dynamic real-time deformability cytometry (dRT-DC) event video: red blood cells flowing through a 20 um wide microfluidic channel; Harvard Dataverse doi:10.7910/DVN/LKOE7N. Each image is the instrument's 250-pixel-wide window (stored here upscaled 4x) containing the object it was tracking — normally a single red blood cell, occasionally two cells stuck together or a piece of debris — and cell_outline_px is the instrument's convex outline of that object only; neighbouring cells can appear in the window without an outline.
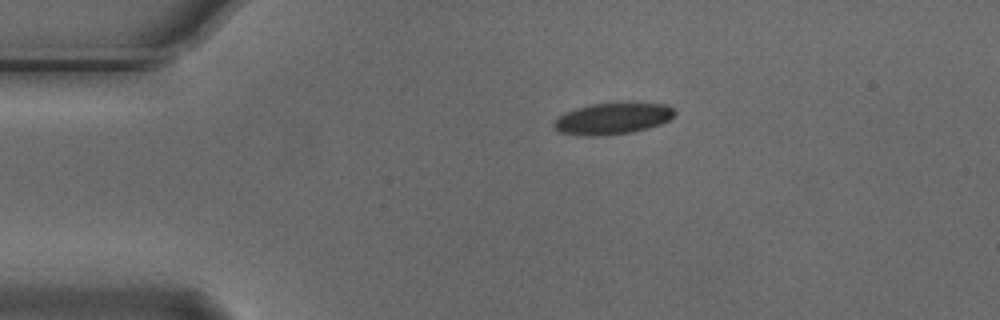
{"species": "Egyptian fruit bat (a non-hibernating species)", "species_latin": "Rousettus aegyptiacus", "temperature_condition": "cold", "stored_images_in_passage": 46, "camera_frame_rate_fps": 3000, "um_per_image_px": 0.085, "animal": {"sex": "male"}, "frame": {"image": 1, "passage_image": 1, "time_ms": 0.0, "image_size_px": [1000, 320], "cell_outline_px": [[676, 112], [668, 120], [660, 124], [648, 128], [632, 132], [596, 136], [588, 136], [560, 132], [552, 124], [556, 116], [564, 112], [576, 108], [592, 104], [624, 100], [632, 100], [668, 104]], "centroid_in_image_um": [52.1, 10.02], "position_along_channel_um": 32.9, "area_um2": 22.95}}
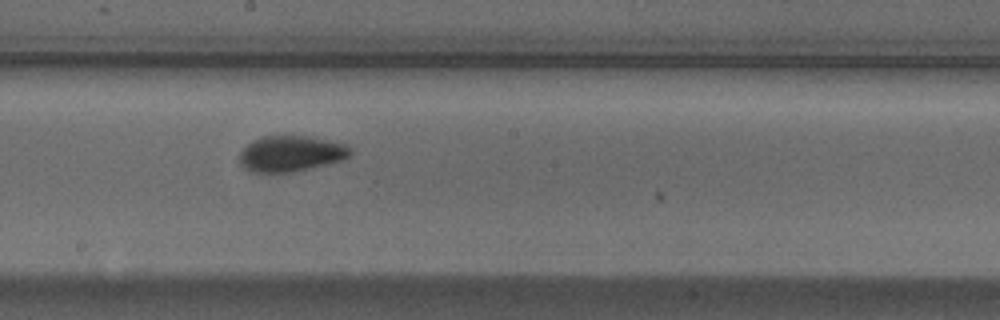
{"frame": {"image": 2, "passage_image": 20, "time_ms": 6.333, "image_size_px": [1000, 320], "cell_outline_px": [[352, 152], [344, 160], [292, 172], [252, 172], [244, 168], [240, 164], [240, 152], [252, 140], [264, 136], [312, 136], [344, 144], [352, 148]], "centroid_in_image_um": [24.73, 13.05], "position_along_channel_um": 223.5, "area_um2": 23.12}}
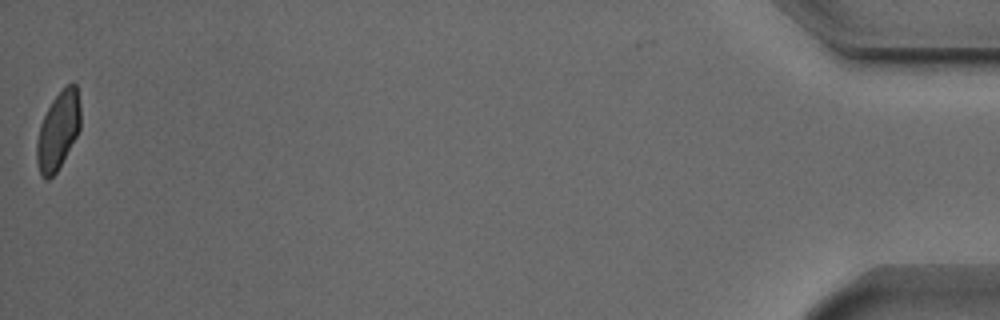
{"frame": {"image": 3, "passage_image": 45, "time_ms": 14.667, "image_size_px": [1000, 320], "cell_outline_px": [[80, 128], [76, 136], [56, 172], [48, 180], [44, 180], [40, 176], [36, 160], [36, 140], [40, 124], [52, 100], [72, 80], [76, 84], [80, 104]], "centroid_in_image_um": [4.92, 11.11], "position_along_channel_um": 430.3, "area_um2": 19.83}, "authors_computed_cell_mechanics": {"area_um2": 22.1374, "velocity_mm_per_s": 3.7006, "shape_relaxation_time_tau1_ms": 6.8322, "shape_relaxation_time_tau2_ms": 1.6439, "deformation_change_tau1": 0.1352, "deformation_change_tau2": 0.0555}}